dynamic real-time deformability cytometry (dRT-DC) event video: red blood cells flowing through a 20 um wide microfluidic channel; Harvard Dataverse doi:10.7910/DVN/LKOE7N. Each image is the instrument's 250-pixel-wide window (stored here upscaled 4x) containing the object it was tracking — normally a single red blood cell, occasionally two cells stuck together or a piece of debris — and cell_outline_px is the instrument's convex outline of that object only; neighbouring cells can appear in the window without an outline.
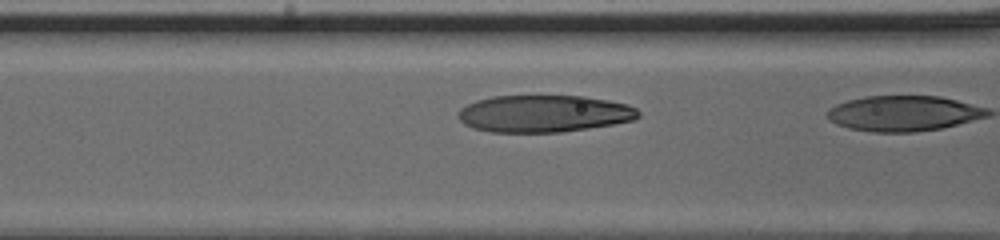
{"species": "human", "species_latin": "Homo sapiens", "temperature_condition": "cold", "stored_images_in_passage": 9, "camera_frame_rate_fps": 3000, "um_per_image_px": 0.085, "donor": {"sex": "male"}, "frame": {"image": 1, "passage_image": 8, "time_ms": 2.333, "image_size_px": [1000, 240], "cell_outline_px": [[640, 116], [632, 120], [612, 124], [588, 128], [560, 132], [492, 132], [472, 128], [464, 124], [456, 116], [456, 112], [460, 108], [476, 100], [492, 96], [584, 96], [608, 100], [628, 104], [636, 108], [640, 112]], "centroid_in_image_um": [46.2, 9.65], "position_along_channel_um": 120.4, "area_um2": 39.07}}